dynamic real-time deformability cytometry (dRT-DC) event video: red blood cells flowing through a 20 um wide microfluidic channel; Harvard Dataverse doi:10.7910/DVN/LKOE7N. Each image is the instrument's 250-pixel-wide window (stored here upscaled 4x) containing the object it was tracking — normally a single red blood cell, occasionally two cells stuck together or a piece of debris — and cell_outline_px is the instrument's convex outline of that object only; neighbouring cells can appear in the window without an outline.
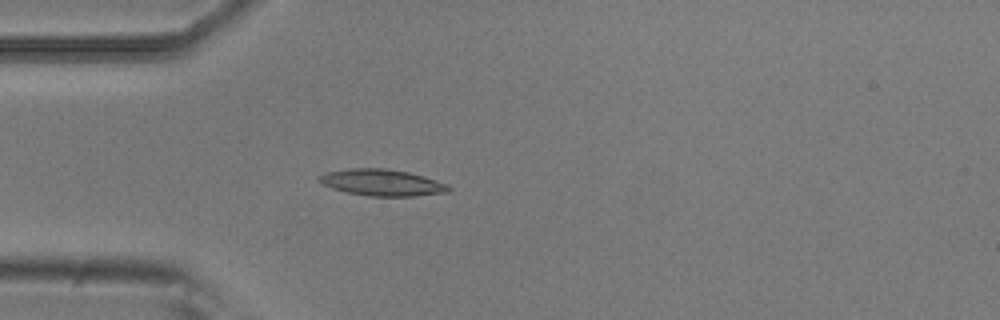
{"species": "common noctule bat (a hibernating species)", "species_latin": "Nyctalus noctula", "temperature_condition": "room temperature", "stored_images_in_passage": 3, "camera_frame_rate_fps": 3000, "um_per_image_px": 0.085, "animal": {"sex": "male", "body_mass_g": 20.5, "forearm_length_mm": 52.5}, "frame": {"image": 1, "passage_image": 3, "time_ms": 0.667, "image_size_px": [1000, 320], "cell_outline_px": [[452, 188], [448, 192], [412, 196], [368, 196], [348, 192], [332, 188], [316, 180], [320, 176], [328, 172], [348, 168], [388, 168], [408, 172], [424, 176], [448, 184]], "centroid_in_image_um": [32.5, 15.51], "position_along_channel_um": 52.5, "area_um2": 19.94}}